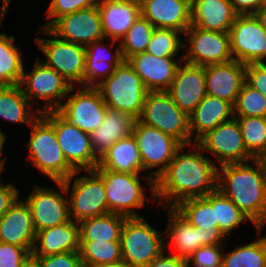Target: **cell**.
Returning a JSON list of instances; mask_svg holds the SVG:
<instances>
[{
    "mask_svg": "<svg viewBox=\"0 0 266 267\" xmlns=\"http://www.w3.org/2000/svg\"><path fill=\"white\" fill-rule=\"evenodd\" d=\"M185 151L183 145L166 170L155 180V199L165 207H175L183 200L205 197L217 189L218 167L202 155L203 149L193 143Z\"/></svg>",
    "mask_w": 266,
    "mask_h": 267,
    "instance_id": "cell-1",
    "label": "cell"
},
{
    "mask_svg": "<svg viewBox=\"0 0 266 267\" xmlns=\"http://www.w3.org/2000/svg\"><path fill=\"white\" fill-rule=\"evenodd\" d=\"M224 164L218 168L217 189L253 223L259 234L266 223V159Z\"/></svg>",
    "mask_w": 266,
    "mask_h": 267,
    "instance_id": "cell-2",
    "label": "cell"
},
{
    "mask_svg": "<svg viewBox=\"0 0 266 267\" xmlns=\"http://www.w3.org/2000/svg\"><path fill=\"white\" fill-rule=\"evenodd\" d=\"M27 158L37 169L55 181L68 179L76 170L65 159L54 127L42 116L31 124Z\"/></svg>",
    "mask_w": 266,
    "mask_h": 267,
    "instance_id": "cell-3",
    "label": "cell"
},
{
    "mask_svg": "<svg viewBox=\"0 0 266 267\" xmlns=\"http://www.w3.org/2000/svg\"><path fill=\"white\" fill-rule=\"evenodd\" d=\"M96 88L109 108L130 114L136 120L140 118L148 90L127 61Z\"/></svg>",
    "mask_w": 266,
    "mask_h": 267,
    "instance_id": "cell-4",
    "label": "cell"
},
{
    "mask_svg": "<svg viewBox=\"0 0 266 267\" xmlns=\"http://www.w3.org/2000/svg\"><path fill=\"white\" fill-rule=\"evenodd\" d=\"M132 134L136 139L143 162V171L158 166V169L147 173L144 177L150 187V197L155 201V180L166 170L183 145L172 136L142 123L139 119L135 120Z\"/></svg>",
    "mask_w": 266,
    "mask_h": 267,
    "instance_id": "cell-5",
    "label": "cell"
},
{
    "mask_svg": "<svg viewBox=\"0 0 266 267\" xmlns=\"http://www.w3.org/2000/svg\"><path fill=\"white\" fill-rule=\"evenodd\" d=\"M85 171L83 176H78L82 170H76L63 181L65 191L69 193V217L71 220L74 218L73 221L77 223L109 213L103 179L94 170Z\"/></svg>",
    "mask_w": 266,
    "mask_h": 267,
    "instance_id": "cell-6",
    "label": "cell"
},
{
    "mask_svg": "<svg viewBox=\"0 0 266 267\" xmlns=\"http://www.w3.org/2000/svg\"><path fill=\"white\" fill-rule=\"evenodd\" d=\"M165 235L143 217L127 218L121 231L122 263L128 267H143L165 251Z\"/></svg>",
    "mask_w": 266,
    "mask_h": 267,
    "instance_id": "cell-7",
    "label": "cell"
},
{
    "mask_svg": "<svg viewBox=\"0 0 266 267\" xmlns=\"http://www.w3.org/2000/svg\"><path fill=\"white\" fill-rule=\"evenodd\" d=\"M19 85L32 106L37 107L38 100L43 101V107L39 110L41 114L61 107L64 99L77 89L76 86H71L62 75L47 67L38 57L30 73L26 74L23 69Z\"/></svg>",
    "mask_w": 266,
    "mask_h": 267,
    "instance_id": "cell-8",
    "label": "cell"
},
{
    "mask_svg": "<svg viewBox=\"0 0 266 267\" xmlns=\"http://www.w3.org/2000/svg\"><path fill=\"white\" fill-rule=\"evenodd\" d=\"M139 120L172 136L184 146L191 145L189 116L173 102L167 91H148Z\"/></svg>",
    "mask_w": 266,
    "mask_h": 267,
    "instance_id": "cell-9",
    "label": "cell"
},
{
    "mask_svg": "<svg viewBox=\"0 0 266 267\" xmlns=\"http://www.w3.org/2000/svg\"><path fill=\"white\" fill-rule=\"evenodd\" d=\"M41 28L40 34L42 32L54 36V39L39 37L35 39L37 46L47 58L42 62L62 75L71 86L84 87L86 47L57 38L48 28Z\"/></svg>",
    "mask_w": 266,
    "mask_h": 267,
    "instance_id": "cell-10",
    "label": "cell"
},
{
    "mask_svg": "<svg viewBox=\"0 0 266 267\" xmlns=\"http://www.w3.org/2000/svg\"><path fill=\"white\" fill-rule=\"evenodd\" d=\"M94 171L105 184L108 212L128 218L142 217L133 210L142 208L146 201V188L139 179L140 173L116 172L106 168H95Z\"/></svg>",
    "mask_w": 266,
    "mask_h": 267,
    "instance_id": "cell-11",
    "label": "cell"
},
{
    "mask_svg": "<svg viewBox=\"0 0 266 267\" xmlns=\"http://www.w3.org/2000/svg\"><path fill=\"white\" fill-rule=\"evenodd\" d=\"M41 115L54 127L63 155L75 170H94L98 166L89 133L67 124L55 111Z\"/></svg>",
    "mask_w": 266,
    "mask_h": 267,
    "instance_id": "cell-12",
    "label": "cell"
},
{
    "mask_svg": "<svg viewBox=\"0 0 266 267\" xmlns=\"http://www.w3.org/2000/svg\"><path fill=\"white\" fill-rule=\"evenodd\" d=\"M229 35L234 60L244 65L266 61V32L255 14L237 15Z\"/></svg>",
    "mask_w": 266,
    "mask_h": 267,
    "instance_id": "cell-13",
    "label": "cell"
},
{
    "mask_svg": "<svg viewBox=\"0 0 266 267\" xmlns=\"http://www.w3.org/2000/svg\"><path fill=\"white\" fill-rule=\"evenodd\" d=\"M55 112L69 125L92 133L103 122L107 105L96 87L78 89Z\"/></svg>",
    "mask_w": 266,
    "mask_h": 267,
    "instance_id": "cell-14",
    "label": "cell"
},
{
    "mask_svg": "<svg viewBox=\"0 0 266 267\" xmlns=\"http://www.w3.org/2000/svg\"><path fill=\"white\" fill-rule=\"evenodd\" d=\"M184 35L188 37L190 48L186 49L183 62L205 67L233 60L229 32L204 30L191 25Z\"/></svg>",
    "mask_w": 266,
    "mask_h": 267,
    "instance_id": "cell-15",
    "label": "cell"
},
{
    "mask_svg": "<svg viewBox=\"0 0 266 267\" xmlns=\"http://www.w3.org/2000/svg\"><path fill=\"white\" fill-rule=\"evenodd\" d=\"M197 144L204 152L213 154L215 161L220 166L224 164L251 162L255 159L248 151L244 144L241 128L237 119L219 124L215 129L209 131L203 136Z\"/></svg>",
    "mask_w": 266,
    "mask_h": 267,
    "instance_id": "cell-16",
    "label": "cell"
},
{
    "mask_svg": "<svg viewBox=\"0 0 266 267\" xmlns=\"http://www.w3.org/2000/svg\"><path fill=\"white\" fill-rule=\"evenodd\" d=\"M55 184L59 186L63 194L54 189L36 185L25 200L30 207L36 233L46 228L62 225L70 220L68 197L65 199L62 196L67 195L64 183L55 181Z\"/></svg>",
    "mask_w": 266,
    "mask_h": 267,
    "instance_id": "cell-17",
    "label": "cell"
},
{
    "mask_svg": "<svg viewBox=\"0 0 266 267\" xmlns=\"http://www.w3.org/2000/svg\"><path fill=\"white\" fill-rule=\"evenodd\" d=\"M48 29L62 40L85 47L105 39L97 6L63 15L57 18Z\"/></svg>",
    "mask_w": 266,
    "mask_h": 267,
    "instance_id": "cell-18",
    "label": "cell"
},
{
    "mask_svg": "<svg viewBox=\"0 0 266 267\" xmlns=\"http://www.w3.org/2000/svg\"><path fill=\"white\" fill-rule=\"evenodd\" d=\"M181 63L167 92L176 106L189 116L207 95L205 67Z\"/></svg>",
    "mask_w": 266,
    "mask_h": 267,
    "instance_id": "cell-19",
    "label": "cell"
},
{
    "mask_svg": "<svg viewBox=\"0 0 266 267\" xmlns=\"http://www.w3.org/2000/svg\"><path fill=\"white\" fill-rule=\"evenodd\" d=\"M179 60L175 57H155L146 51L138 53L126 61L142 79L148 91H167L179 67Z\"/></svg>",
    "mask_w": 266,
    "mask_h": 267,
    "instance_id": "cell-20",
    "label": "cell"
},
{
    "mask_svg": "<svg viewBox=\"0 0 266 267\" xmlns=\"http://www.w3.org/2000/svg\"><path fill=\"white\" fill-rule=\"evenodd\" d=\"M141 16L155 28L184 32L191 26V0H145Z\"/></svg>",
    "mask_w": 266,
    "mask_h": 267,
    "instance_id": "cell-21",
    "label": "cell"
},
{
    "mask_svg": "<svg viewBox=\"0 0 266 267\" xmlns=\"http://www.w3.org/2000/svg\"><path fill=\"white\" fill-rule=\"evenodd\" d=\"M36 231L33 226L29 205L17 199L0 218V241L33 251Z\"/></svg>",
    "mask_w": 266,
    "mask_h": 267,
    "instance_id": "cell-22",
    "label": "cell"
},
{
    "mask_svg": "<svg viewBox=\"0 0 266 267\" xmlns=\"http://www.w3.org/2000/svg\"><path fill=\"white\" fill-rule=\"evenodd\" d=\"M207 95L233 105L245 82V65L237 60L205 66Z\"/></svg>",
    "mask_w": 266,
    "mask_h": 267,
    "instance_id": "cell-23",
    "label": "cell"
},
{
    "mask_svg": "<svg viewBox=\"0 0 266 267\" xmlns=\"http://www.w3.org/2000/svg\"><path fill=\"white\" fill-rule=\"evenodd\" d=\"M97 7L104 37L118 42L141 15L134 0H99Z\"/></svg>",
    "mask_w": 266,
    "mask_h": 267,
    "instance_id": "cell-24",
    "label": "cell"
},
{
    "mask_svg": "<svg viewBox=\"0 0 266 267\" xmlns=\"http://www.w3.org/2000/svg\"><path fill=\"white\" fill-rule=\"evenodd\" d=\"M232 118H234V106L232 103L206 95L189 115L191 145L197 143L219 124Z\"/></svg>",
    "mask_w": 266,
    "mask_h": 267,
    "instance_id": "cell-25",
    "label": "cell"
},
{
    "mask_svg": "<svg viewBox=\"0 0 266 267\" xmlns=\"http://www.w3.org/2000/svg\"><path fill=\"white\" fill-rule=\"evenodd\" d=\"M95 41L86 46V63L84 72V86L96 87L103 80L109 78L124 60L121 54L120 43L112 54L111 48L116 40L111 41L110 47L102 41ZM99 79V81H98ZM96 80L98 82H96Z\"/></svg>",
    "mask_w": 266,
    "mask_h": 267,
    "instance_id": "cell-26",
    "label": "cell"
},
{
    "mask_svg": "<svg viewBox=\"0 0 266 267\" xmlns=\"http://www.w3.org/2000/svg\"><path fill=\"white\" fill-rule=\"evenodd\" d=\"M76 223L70 219L62 225L37 232L31 257L79 251V223Z\"/></svg>",
    "mask_w": 266,
    "mask_h": 267,
    "instance_id": "cell-27",
    "label": "cell"
},
{
    "mask_svg": "<svg viewBox=\"0 0 266 267\" xmlns=\"http://www.w3.org/2000/svg\"><path fill=\"white\" fill-rule=\"evenodd\" d=\"M237 15L230 0H191V25L204 30L229 32Z\"/></svg>",
    "mask_w": 266,
    "mask_h": 267,
    "instance_id": "cell-28",
    "label": "cell"
},
{
    "mask_svg": "<svg viewBox=\"0 0 266 267\" xmlns=\"http://www.w3.org/2000/svg\"><path fill=\"white\" fill-rule=\"evenodd\" d=\"M135 120L130 114L107 107L102 124L89 134L96 156L100 158L118 140L132 134Z\"/></svg>",
    "mask_w": 266,
    "mask_h": 267,
    "instance_id": "cell-29",
    "label": "cell"
},
{
    "mask_svg": "<svg viewBox=\"0 0 266 267\" xmlns=\"http://www.w3.org/2000/svg\"><path fill=\"white\" fill-rule=\"evenodd\" d=\"M96 168L125 173H141L143 162L133 134L118 140L100 158Z\"/></svg>",
    "mask_w": 266,
    "mask_h": 267,
    "instance_id": "cell-30",
    "label": "cell"
},
{
    "mask_svg": "<svg viewBox=\"0 0 266 267\" xmlns=\"http://www.w3.org/2000/svg\"><path fill=\"white\" fill-rule=\"evenodd\" d=\"M169 213V225L166 228L165 240L170 237L174 255L187 260L198 248V228L191 225L174 207H165ZM177 253V254H176Z\"/></svg>",
    "mask_w": 266,
    "mask_h": 267,
    "instance_id": "cell-31",
    "label": "cell"
},
{
    "mask_svg": "<svg viewBox=\"0 0 266 267\" xmlns=\"http://www.w3.org/2000/svg\"><path fill=\"white\" fill-rule=\"evenodd\" d=\"M30 105L32 106L20 85L0 86V117L5 121L26 124L30 127L41 115L38 107L37 114H32L28 108Z\"/></svg>",
    "mask_w": 266,
    "mask_h": 267,
    "instance_id": "cell-32",
    "label": "cell"
},
{
    "mask_svg": "<svg viewBox=\"0 0 266 267\" xmlns=\"http://www.w3.org/2000/svg\"><path fill=\"white\" fill-rule=\"evenodd\" d=\"M128 217L107 213L79 223L80 241H120L121 231Z\"/></svg>",
    "mask_w": 266,
    "mask_h": 267,
    "instance_id": "cell-33",
    "label": "cell"
},
{
    "mask_svg": "<svg viewBox=\"0 0 266 267\" xmlns=\"http://www.w3.org/2000/svg\"><path fill=\"white\" fill-rule=\"evenodd\" d=\"M79 253L83 267L122 263L120 241H80Z\"/></svg>",
    "mask_w": 266,
    "mask_h": 267,
    "instance_id": "cell-34",
    "label": "cell"
},
{
    "mask_svg": "<svg viewBox=\"0 0 266 267\" xmlns=\"http://www.w3.org/2000/svg\"><path fill=\"white\" fill-rule=\"evenodd\" d=\"M14 42V36L0 33V86L19 85L22 79L24 61Z\"/></svg>",
    "mask_w": 266,
    "mask_h": 267,
    "instance_id": "cell-35",
    "label": "cell"
},
{
    "mask_svg": "<svg viewBox=\"0 0 266 267\" xmlns=\"http://www.w3.org/2000/svg\"><path fill=\"white\" fill-rule=\"evenodd\" d=\"M215 208L218 227L225 238L242 222H251L249 218L220 190L216 189L204 197Z\"/></svg>",
    "mask_w": 266,
    "mask_h": 267,
    "instance_id": "cell-36",
    "label": "cell"
},
{
    "mask_svg": "<svg viewBox=\"0 0 266 267\" xmlns=\"http://www.w3.org/2000/svg\"><path fill=\"white\" fill-rule=\"evenodd\" d=\"M222 267H266V237L223 253Z\"/></svg>",
    "mask_w": 266,
    "mask_h": 267,
    "instance_id": "cell-37",
    "label": "cell"
},
{
    "mask_svg": "<svg viewBox=\"0 0 266 267\" xmlns=\"http://www.w3.org/2000/svg\"><path fill=\"white\" fill-rule=\"evenodd\" d=\"M247 151L255 159H266V118L235 117Z\"/></svg>",
    "mask_w": 266,
    "mask_h": 267,
    "instance_id": "cell-38",
    "label": "cell"
},
{
    "mask_svg": "<svg viewBox=\"0 0 266 267\" xmlns=\"http://www.w3.org/2000/svg\"><path fill=\"white\" fill-rule=\"evenodd\" d=\"M193 226L210 229L218 226L215 208L204 198H190L174 207Z\"/></svg>",
    "mask_w": 266,
    "mask_h": 267,
    "instance_id": "cell-39",
    "label": "cell"
},
{
    "mask_svg": "<svg viewBox=\"0 0 266 267\" xmlns=\"http://www.w3.org/2000/svg\"><path fill=\"white\" fill-rule=\"evenodd\" d=\"M154 26L141 15L129 28L125 36L120 40V48L123 60L146 51L148 43L154 31Z\"/></svg>",
    "mask_w": 266,
    "mask_h": 267,
    "instance_id": "cell-40",
    "label": "cell"
},
{
    "mask_svg": "<svg viewBox=\"0 0 266 267\" xmlns=\"http://www.w3.org/2000/svg\"><path fill=\"white\" fill-rule=\"evenodd\" d=\"M182 32L166 28H154L146 52L155 57H175L180 49H186L187 43L180 40Z\"/></svg>",
    "mask_w": 266,
    "mask_h": 267,
    "instance_id": "cell-41",
    "label": "cell"
},
{
    "mask_svg": "<svg viewBox=\"0 0 266 267\" xmlns=\"http://www.w3.org/2000/svg\"><path fill=\"white\" fill-rule=\"evenodd\" d=\"M233 106L234 117L266 118V98L246 82L243 83Z\"/></svg>",
    "mask_w": 266,
    "mask_h": 267,
    "instance_id": "cell-42",
    "label": "cell"
},
{
    "mask_svg": "<svg viewBox=\"0 0 266 267\" xmlns=\"http://www.w3.org/2000/svg\"><path fill=\"white\" fill-rule=\"evenodd\" d=\"M99 0H52L47 9V16L51 19L41 27L48 28L57 18L81 9L97 6Z\"/></svg>",
    "mask_w": 266,
    "mask_h": 267,
    "instance_id": "cell-43",
    "label": "cell"
},
{
    "mask_svg": "<svg viewBox=\"0 0 266 267\" xmlns=\"http://www.w3.org/2000/svg\"><path fill=\"white\" fill-rule=\"evenodd\" d=\"M31 255L24 247L0 241V267H26Z\"/></svg>",
    "mask_w": 266,
    "mask_h": 267,
    "instance_id": "cell-44",
    "label": "cell"
},
{
    "mask_svg": "<svg viewBox=\"0 0 266 267\" xmlns=\"http://www.w3.org/2000/svg\"><path fill=\"white\" fill-rule=\"evenodd\" d=\"M223 246L221 244L198 248L187 259V267H189L191 261L194 267H222Z\"/></svg>",
    "mask_w": 266,
    "mask_h": 267,
    "instance_id": "cell-45",
    "label": "cell"
},
{
    "mask_svg": "<svg viewBox=\"0 0 266 267\" xmlns=\"http://www.w3.org/2000/svg\"><path fill=\"white\" fill-rule=\"evenodd\" d=\"M36 267H83L79 251H71L45 257H31Z\"/></svg>",
    "mask_w": 266,
    "mask_h": 267,
    "instance_id": "cell-46",
    "label": "cell"
},
{
    "mask_svg": "<svg viewBox=\"0 0 266 267\" xmlns=\"http://www.w3.org/2000/svg\"><path fill=\"white\" fill-rule=\"evenodd\" d=\"M245 82L266 98V62L246 64Z\"/></svg>",
    "mask_w": 266,
    "mask_h": 267,
    "instance_id": "cell-47",
    "label": "cell"
},
{
    "mask_svg": "<svg viewBox=\"0 0 266 267\" xmlns=\"http://www.w3.org/2000/svg\"><path fill=\"white\" fill-rule=\"evenodd\" d=\"M198 228V241L199 248L202 246H212V245H221L223 240L225 241L224 234L220 231L218 226H214L210 229Z\"/></svg>",
    "mask_w": 266,
    "mask_h": 267,
    "instance_id": "cell-48",
    "label": "cell"
},
{
    "mask_svg": "<svg viewBox=\"0 0 266 267\" xmlns=\"http://www.w3.org/2000/svg\"><path fill=\"white\" fill-rule=\"evenodd\" d=\"M19 191L12 184H2L0 179V218L19 198Z\"/></svg>",
    "mask_w": 266,
    "mask_h": 267,
    "instance_id": "cell-49",
    "label": "cell"
},
{
    "mask_svg": "<svg viewBox=\"0 0 266 267\" xmlns=\"http://www.w3.org/2000/svg\"><path fill=\"white\" fill-rule=\"evenodd\" d=\"M169 246L170 245L167 246V244L165 243L166 251H163L157 258H155L149 264L143 267H187V260L180 258L179 256L174 254H167V248Z\"/></svg>",
    "mask_w": 266,
    "mask_h": 267,
    "instance_id": "cell-50",
    "label": "cell"
},
{
    "mask_svg": "<svg viewBox=\"0 0 266 267\" xmlns=\"http://www.w3.org/2000/svg\"><path fill=\"white\" fill-rule=\"evenodd\" d=\"M234 11L238 15L255 14L266 0H230Z\"/></svg>",
    "mask_w": 266,
    "mask_h": 267,
    "instance_id": "cell-51",
    "label": "cell"
},
{
    "mask_svg": "<svg viewBox=\"0 0 266 267\" xmlns=\"http://www.w3.org/2000/svg\"><path fill=\"white\" fill-rule=\"evenodd\" d=\"M266 32V3L255 13Z\"/></svg>",
    "mask_w": 266,
    "mask_h": 267,
    "instance_id": "cell-52",
    "label": "cell"
},
{
    "mask_svg": "<svg viewBox=\"0 0 266 267\" xmlns=\"http://www.w3.org/2000/svg\"><path fill=\"white\" fill-rule=\"evenodd\" d=\"M6 135L4 134V133H2L1 131H0V158H1V156H2V149H3V146H4V142H5V140H6ZM5 161H6V159L5 158H3L2 160L0 159V170L2 171L3 170V168H4V163H5Z\"/></svg>",
    "mask_w": 266,
    "mask_h": 267,
    "instance_id": "cell-53",
    "label": "cell"
},
{
    "mask_svg": "<svg viewBox=\"0 0 266 267\" xmlns=\"http://www.w3.org/2000/svg\"><path fill=\"white\" fill-rule=\"evenodd\" d=\"M10 2H11V0H3L2 7H1L2 12H1V17H0V23L2 22L1 19L4 18L6 13H7V8L9 6Z\"/></svg>",
    "mask_w": 266,
    "mask_h": 267,
    "instance_id": "cell-54",
    "label": "cell"
},
{
    "mask_svg": "<svg viewBox=\"0 0 266 267\" xmlns=\"http://www.w3.org/2000/svg\"><path fill=\"white\" fill-rule=\"evenodd\" d=\"M90 267H128V266L123 263H120L117 265H100V266H90Z\"/></svg>",
    "mask_w": 266,
    "mask_h": 267,
    "instance_id": "cell-55",
    "label": "cell"
},
{
    "mask_svg": "<svg viewBox=\"0 0 266 267\" xmlns=\"http://www.w3.org/2000/svg\"><path fill=\"white\" fill-rule=\"evenodd\" d=\"M26 267H36V266L30 261Z\"/></svg>",
    "mask_w": 266,
    "mask_h": 267,
    "instance_id": "cell-56",
    "label": "cell"
},
{
    "mask_svg": "<svg viewBox=\"0 0 266 267\" xmlns=\"http://www.w3.org/2000/svg\"><path fill=\"white\" fill-rule=\"evenodd\" d=\"M134 1H136L137 3H140L141 4L145 0H134Z\"/></svg>",
    "mask_w": 266,
    "mask_h": 267,
    "instance_id": "cell-57",
    "label": "cell"
}]
</instances>
